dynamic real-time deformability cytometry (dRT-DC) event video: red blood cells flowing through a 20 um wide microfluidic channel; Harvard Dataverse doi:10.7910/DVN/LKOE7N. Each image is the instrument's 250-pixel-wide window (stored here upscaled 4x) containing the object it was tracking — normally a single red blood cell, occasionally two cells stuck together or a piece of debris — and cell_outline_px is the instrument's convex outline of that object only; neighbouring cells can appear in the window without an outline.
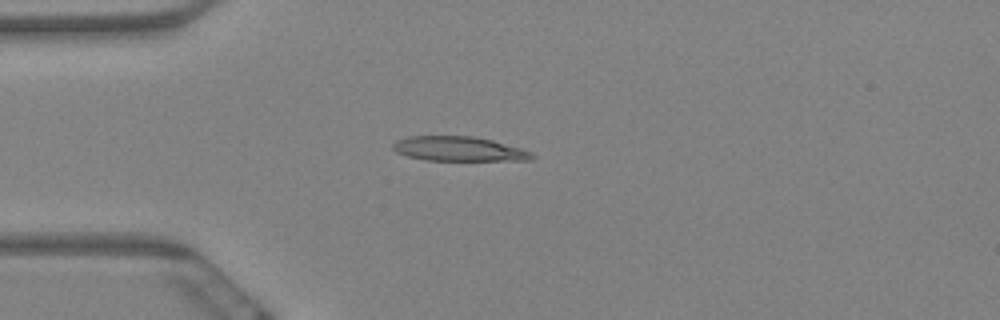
{"species": "Egyptian fruit bat (a non-hibernating species)", "species_latin": "Rousettus aegyptiacus", "temperature_condition": "warm", "stored_images_in_passage": 8, "camera_frame_rate_fps": 3000, "um_per_image_px": 0.085, "animal": {"sex": "female"}, "frame": {"image": 1, "passage_image": 4, "time_ms": 1.0, "image_size_px": [1000, 320], "cell_outline_px": [[536, 156], [532, 160], [424, 160], [408, 156], [396, 152], [392, 148], [392, 144], [396, 140], [408, 136], [476, 136], [492, 140], [520, 148], [532, 152]], "centroid_in_image_um": [38.99, 12.65], "position_along_channel_um": 46.0, "area_um2": 19.94}}
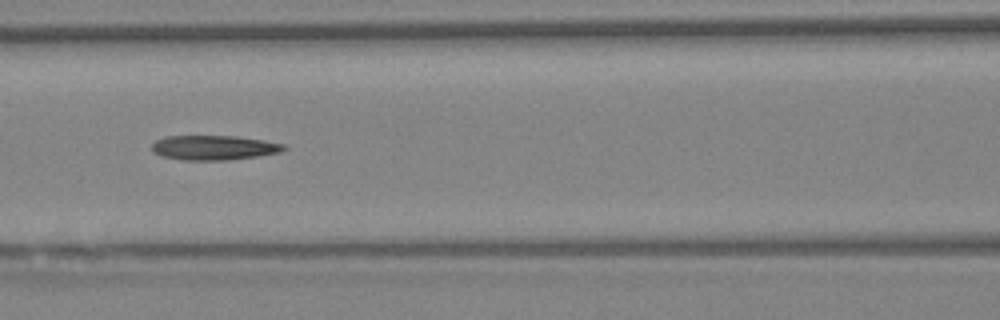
{"frame": {"image": 2, "passage_image": 7, "time_ms": 2.0, "image_size_px": [1000, 320], "cell_outline_px": [[288, 148], [280, 152], [256, 156], [228, 160], [184, 160], [160, 156], [152, 152], [152, 144], [156, 140], [164, 136], [236, 136], [264, 140], [284, 144]], "centroid_in_image_um": [18.16, 12.55], "position_along_channel_um": 148.4, "area_um2": 19.02}}
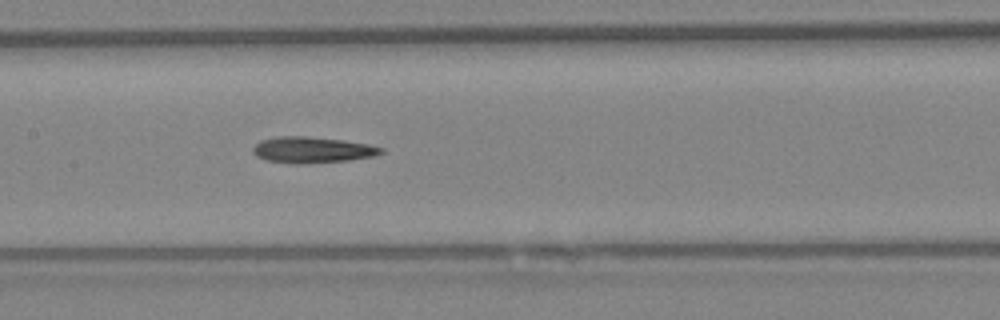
{"frame": {"image": 3, "passage_image": 8, "time_ms": 2.333, "image_size_px": [1000, 320], "cell_outline_px": [[384, 152], [372, 156], [348, 160], [296, 164], [264, 160], [256, 156], [252, 152], [252, 148], [260, 140], [276, 136], [304, 136], [340, 140], [368, 144], [384, 148]], "centroid_in_image_um": [26.48, 12.74], "position_along_channel_um": 180.9, "area_um2": 19.36}}